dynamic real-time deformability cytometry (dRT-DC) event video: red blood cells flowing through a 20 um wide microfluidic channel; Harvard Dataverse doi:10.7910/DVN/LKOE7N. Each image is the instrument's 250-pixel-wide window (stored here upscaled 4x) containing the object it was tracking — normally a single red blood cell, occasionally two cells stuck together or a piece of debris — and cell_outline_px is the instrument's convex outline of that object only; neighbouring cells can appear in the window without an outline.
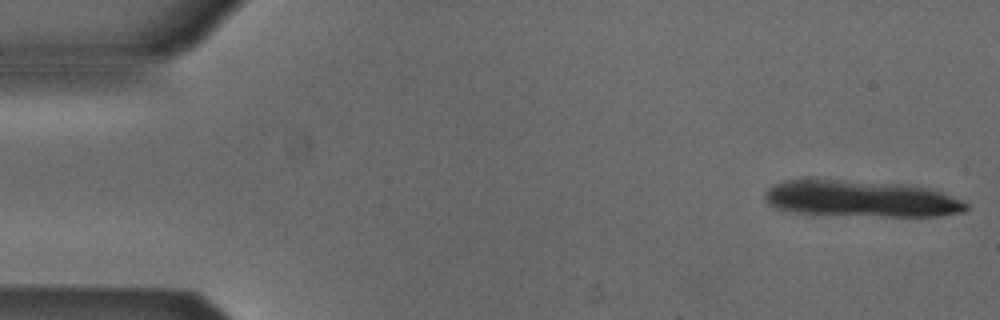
{"species": "Egyptian fruit bat (a non-hibernating species)", "species_latin": "Rousettus aegyptiacus", "temperature_condition": "cold", "stored_images_in_passage": 10, "camera_frame_rate_fps": 3000, "um_per_image_px": 0.085, "animal": {"sex": "male"}, "frame": {"image": 1, "passage_image": 1, "time_ms": 0.0, "image_size_px": [1000, 320], "cell_outline_px": [[968, 208], [964, 212], [940, 216], [880, 216], [796, 212], [776, 208], [768, 204], [764, 200], [764, 192], [772, 184], [784, 180], [844, 180], [904, 184], [928, 188], [964, 200], [968, 204]], "centroid_in_image_um": [73.2, 16.89], "position_along_channel_um": 11.8, "area_um2": 42.66}}